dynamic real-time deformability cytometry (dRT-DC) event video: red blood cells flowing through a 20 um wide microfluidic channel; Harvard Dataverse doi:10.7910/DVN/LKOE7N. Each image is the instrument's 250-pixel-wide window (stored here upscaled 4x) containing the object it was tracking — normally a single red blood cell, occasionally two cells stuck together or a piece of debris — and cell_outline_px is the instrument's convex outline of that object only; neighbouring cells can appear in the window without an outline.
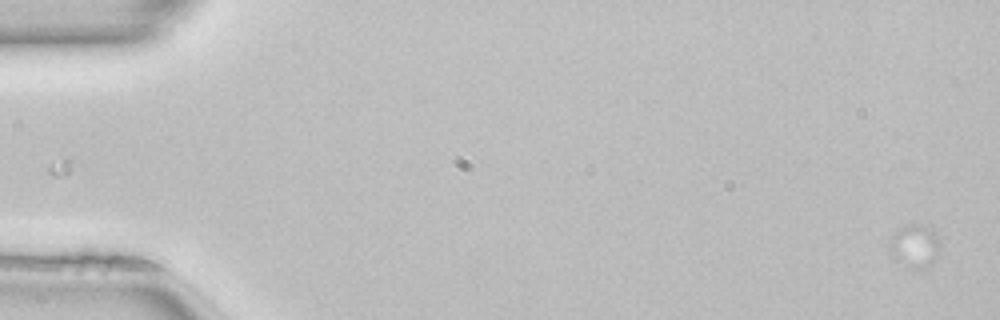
{"species": "common noctule bat (a hibernating species)", "species_latin": "Nyctalus noctula", "temperature_condition": "room temperature", "stored_images_in_passage": 2, "camera_frame_rate_fps": 3000, "um_per_image_px": 0.085, "animal": {"sex": "female", "body_mass_g": 22.7, "forearm_length_mm": 54.2}, "frame": {"image": 1, "passage_image": 2, "time_ms": 0.333, "image_size_px": [1000, 320], "cell_outline_px": [[940, 236], [936, 256], [932, 264], [924, 268], [920, 268], [892, 248], [888, 240], [896, 228], [904, 224], [924, 224], [932, 228]], "centroid_in_image_um": [77.86, 20.7], "position_along_channel_um": 7.1, "area_um2": 11.56}}